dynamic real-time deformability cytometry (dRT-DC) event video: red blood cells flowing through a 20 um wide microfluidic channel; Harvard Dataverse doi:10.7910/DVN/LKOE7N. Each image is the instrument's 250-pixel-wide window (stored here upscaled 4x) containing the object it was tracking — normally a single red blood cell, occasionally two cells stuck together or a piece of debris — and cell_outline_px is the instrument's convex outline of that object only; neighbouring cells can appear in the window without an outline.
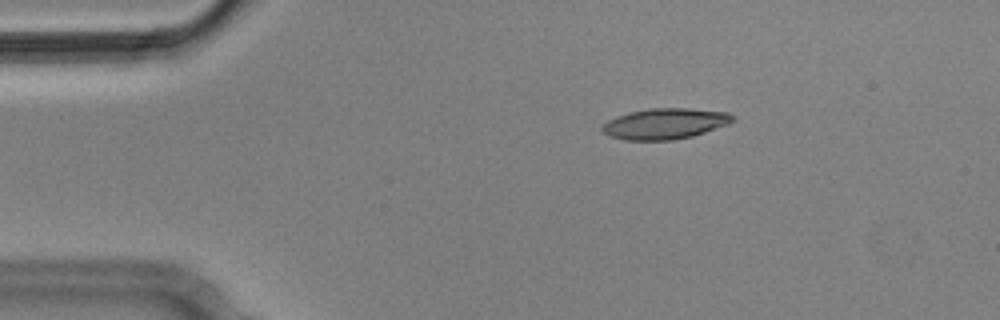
{"species": "Egyptian fruit bat (a non-hibernating species)", "species_latin": "Rousettus aegyptiacus", "temperature_condition": "cold", "stored_images_in_passage": 5, "camera_frame_rate_fps": 3000, "um_per_image_px": 0.085, "animal": {"sex": "male"}, "frame": {"image": 1, "passage_image": 1, "time_ms": 0.0, "image_size_px": [1000, 320], "cell_outline_px": [[736, 120], [728, 124], [692, 136], [672, 140], [624, 140], [608, 136], [600, 128], [608, 120], [616, 116], [632, 112], [652, 108], [688, 108], [728, 112], [736, 116]], "centroid_in_image_um": [56.54, 10.51], "position_along_channel_um": 28.5, "area_um2": 23.41}}
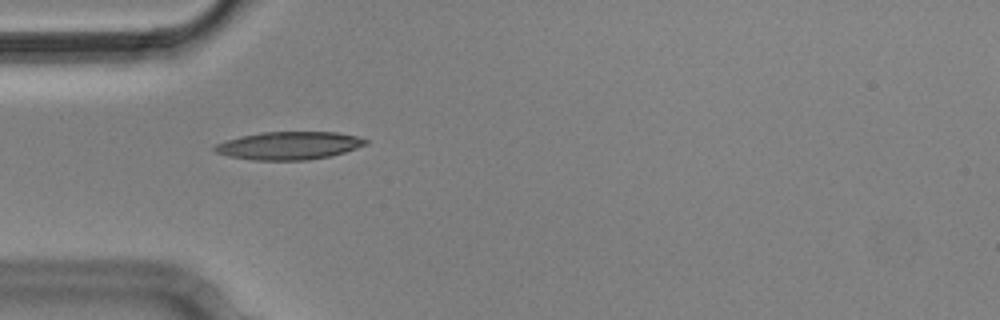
{"frame": {"image": 2, "passage_image": 3, "time_ms": 0.667, "image_size_px": [1000, 320], "cell_outline_px": [[368, 144], [332, 156], [308, 160], [252, 160], [228, 156], [216, 152], [212, 148], [216, 144], [240, 136], [264, 132], [336, 132], [356, 136], [368, 140]], "centroid_in_image_um": [24.58, 12.38], "position_along_channel_um": 60.4, "area_um2": 24.51}}
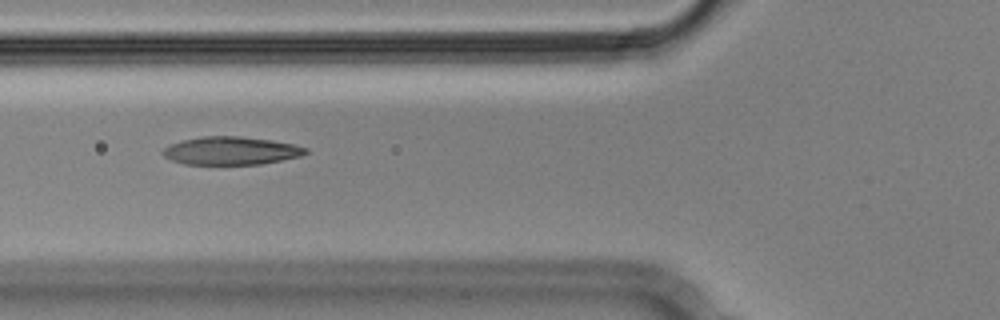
{"frame": {"image": 3, "passage_image": 4, "time_ms": 1.0, "image_size_px": [1000, 320], "cell_outline_px": [[308, 152], [300, 156], [260, 164], [184, 164], [172, 160], [164, 156], [160, 152], [164, 148], [172, 144], [184, 140], [204, 136], [240, 136], [272, 140], [292, 144], [308, 148]], "centroid_in_image_um": [19.63, 12.81], "position_along_channel_um": 106.2, "area_um2": 23.12}}